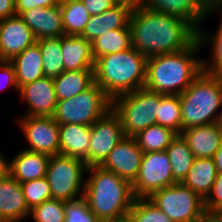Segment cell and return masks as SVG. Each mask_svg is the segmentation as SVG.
<instances>
[{
  "instance_id": "obj_1",
  "label": "cell",
  "mask_w": 222,
  "mask_h": 222,
  "mask_svg": "<svg viewBox=\"0 0 222 222\" xmlns=\"http://www.w3.org/2000/svg\"><path fill=\"white\" fill-rule=\"evenodd\" d=\"M129 27L131 47L147 58L184 50L198 38V31L186 20L140 5L133 8Z\"/></svg>"
},
{
  "instance_id": "obj_2",
  "label": "cell",
  "mask_w": 222,
  "mask_h": 222,
  "mask_svg": "<svg viewBox=\"0 0 222 222\" xmlns=\"http://www.w3.org/2000/svg\"><path fill=\"white\" fill-rule=\"evenodd\" d=\"M198 38L186 49L147 58L145 89L163 95H180L203 71V58L194 56Z\"/></svg>"
},
{
  "instance_id": "obj_3",
  "label": "cell",
  "mask_w": 222,
  "mask_h": 222,
  "mask_svg": "<svg viewBox=\"0 0 222 222\" xmlns=\"http://www.w3.org/2000/svg\"><path fill=\"white\" fill-rule=\"evenodd\" d=\"M88 173L83 198L91 212L100 221L127 215L135 199L131 183L100 165L89 166Z\"/></svg>"
},
{
  "instance_id": "obj_4",
  "label": "cell",
  "mask_w": 222,
  "mask_h": 222,
  "mask_svg": "<svg viewBox=\"0 0 222 222\" xmlns=\"http://www.w3.org/2000/svg\"><path fill=\"white\" fill-rule=\"evenodd\" d=\"M94 82L111 98L144 88L147 57L131 47L94 61Z\"/></svg>"
},
{
  "instance_id": "obj_5",
  "label": "cell",
  "mask_w": 222,
  "mask_h": 222,
  "mask_svg": "<svg viewBox=\"0 0 222 222\" xmlns=\"http://www.w3.org/2000/svg\"><path fill=\"white\" fill-rule=\"evenodd\" d=\"M181 132L218 121L222 106V77L202 71L179 95ZM219 109V110H218Z\"/></svg>"
},
{
  "instance_id": "obj_6",
  "label": "cell",
  "mask_w": 222,
  "mask_h": 222,
  "mask_svg": "<svg viewBox=\"0 0 222 222\" xmlns=\"http://www.w3.org/2000/svg\"><path fill=\"white\" fill-rule=\"evenodd\" d=\"M162 95L141 88L112 99V109L120 118L124 136L135 137L142 130L156 124Z\"/></svg>"
},
{
  "instance_id": "obj_7",
  "label": "cell",
  "mask_w": 222,
  "mask_h": 222,
  "mask_svg": "<svg viewBox=\"0 0 222 222\" xmlns=\"http://www.w3.org/2000/svg\"><path fill=\"white\" fill-rule=\"evenodd\" d=\"M112 108V99L94 83L90 88L69 99L58 100L53 115L60 124L92 126Z\"/></svg>"
},
{
  "instance_id": "obj_8",
  "label": "cell",
  "mask_w": 222,
  "mask_h": 222,
  "mask_svg": "<svg viewBox=\"0 0 222 222\" xmlns=\"http://www.w3.org/2000/svg\"><path fill=\"white\" fill-rule=\"evenodd\" d=\"M173 222H204L209 219L204 199L183 183H175L148 198Z\"/></svg>"
},
{
  "instance_id": "obj_9",
  "label": "cell",
  "mask_w": 222,
  "mask_h": 222,
  "mask_svg": "<svg viewBox=\"0 0 222 222\" xmlns=\"http://www.w3.org/2000/svg\"><path fill=\"white\" fill-rule=\"evenodd\" d=\"M87 168L86 163L78 158L60 154L50 156L45 177L50 185L52 199L69 202L82 198L85 188L83 175Z\"/></svg>"
},
{
  "instance_id": "obj_10",
  "label": "cell",
  "mask_w": 222,
  "mask_h": 222,
  "mask_svg": "<svg viewBox=\"0 0 222 222\" xmlns=\"http://www.w3.org/2000/svg\"><path fill=\"white\" fill-rule=\"evenodd\" d=\"M177 183L165 151L144 152L137 177L131 183L134 198H149L153 193Z\"/></svg>"
},
{
  "instance_id": "obj_11",
  "label": "cell",
  "mask_w": 222,
  "mask_h": 222,
  "mask_svg": "<svg viewBox=\"0 0 222 222\" xmlns=\"http://www.w3.org/2000/svg\"><path fill=\"white\" fill-rule=\"evenodd\" d=\"M28 151L44 153L49 156L59 154V124L53 116H27L17 121Z\"/></svg>"
},
{
  "instance_id": "obj_12",
  "label": "cell",
  "mask_w": 222,
  "mask_h": 222,
  "mask_svg": "<svg viewBox=\"0 0 222 222\" xmlns=\"http://www.w3.org/2000/svg\"><path fill=\"white\" fill-rule=\"evenodd\" d=\"M124 137L120 118L111 108L91 126L89 166L101 165Z\"/></svg>"
},
{
  "instance_id": "obj_13",
  "label": "cell",
  "mask_w": 222,
  "mask_h": 222,
  "mask_svg": "<svg viewBox=\"0 0 222 222\" xmlns=\"http://www.w3.org/2000/svg\"><path fill=\"white\" fill-rule=\"evenodd\" d=\"M143 153L134 137L125 136L100 166L132 183L138 175Z\"/></svg>"
},
{
  "instance_id": "obj_14",
  "label": "cell",
  "mask_w": 222,
  "mask_h": 222,
  "mask_svg": "<svg viewBox=\"0 0 222 222\" xmlns=\"http://www.w3.org/2000/svg\"><path fill=\"white\" fill-rule=\"evenodd\" d=\"M32 30L18 16L0 21V61H11L36 42Z\"/></svg>"
},
{
  "instance_id": "obj_15",
  "label": "cell",
  "mask_w": 222,
  "mask_h": 222,
  "mask_svg": "<svg viewBox=\"0 0 222 222\" xmlns=\"http://www.w3.org/2000/svg\"><path fill=\"white\" fill-rule=\"evenodd\" d=\"M18 93L21 100L28 104L26 114L21 117L54 115L58 100L53 78L44 76L32 83L22 85Z\"/></svg>"
},
{
  "instance_id": "obj_16",
  "label": "cell",
  "mask_w": 222,
  "mask_h": 222,
  "mask_svg": "<svg viewBox=\"0 0 222 222\" xmlns=\"http://www.w3.org/2000/svg\"><path fill=\"white\" fill-rule=\"evenodd\" d=\"M140 6L186 20L197 31L208 11L206 0H141Z\"/></svg>"
},
{
  "instance_id": "obj_17",
  "label": "cell",
  "mask_w": 222,
  "mask_h": 222,
  "mask_svg": "<svg viewBox=\"0 0 222 222\" xmlns=\"http://www.w3.org/2000/svg\"><path fill=\"white\" fill-rule=\"evenodd\" d=\"M20 17L32 30L36 40L65 35L60 2L54 7H36L27 10Z\"/></svg>"
},
{
  "instance_id": "obj_18",
  "label": "cell",
  "mask_w": 222,
  "mask_h": 222,
  "mask_svg": "<svg viewBox=\"0 0 222 222\" xmlns=\"http://www.w3.org/2000/svg\"><path fill=\"white\" fill-rule=\"evenodd\" d=\"M132 10L133 8L126 4H116L99 15H91L79 36L91 42L108 31L129 27Z\"/></svg>"
},
{
  "instance_id": "obj_19",
  "label": "cell",
  "mask_w": 222,
  "mask_h": 222,
  "mask_svg": "<svg viewBox=\"0 0 222 222\" xmlns=\"http://www.w3.org/2000/svg\"><path fill=\"white\" fill-rule=\"evenodd\" d=\"M180 135L195 158H213L222 143V128L218 122L185 129Z\"/></svg>"
},
{
  "instance_id": "obj_20",
  "label": "cell",
  "mask_w": 222,
  "mask_h": 222,
  "mask_svg": "<svg viewBox=\"0 0 222 222\" xmlns=\"http://www.w3.org/2000/svg\"><path fill=\"white\" fill-rule=\"evenodd\" d=\"M26 216H30V210L21 183L11 175L0 179V219L21 222Z\"/></svg>"
},
{
  "instance_id": "obj_21",
  "label": "cell",
  "mask_w": 222,
  "mask_h": 222,
  "mask_svg": "<svg viewBox=\"0 0 222 222\" xmlns=\"http://www.w3.org/2000/svg\"><path fill=\"white\" fill-rule=\"evenodd\" d=\"M91 126L81 124L59 125V154L83 160L89 167Z\"/></svg>"
},
{
  "instance_id": "obj_22",
  "label": "cell",
  "mask_w": 222,
  "mask_h": 222,
  "mask_svg": "<svg viewBox=\"0 0 222 222\" xmlns=\"http://www.w3.org/2000/svg\"><path fill=\"white\" fill-rule=\"evenodd\" d=\"M50 156L28 151L25 148L10 161V175L19 183L40 179L46 176Z\"/></svg>"
},
{
  "instance_id": "obj_23",
  "label": "cell",
  "mask_w": 222,
  "mask_h": 222,
  "mask_svg": "<svg viewBox=\"0 0 222 222\" xmlns=\"http://www.w3.org/2000/svg\"><path fill=\"white\" fill-rule=\"evenodd\" d=\"M64 71L93 69L94 57L91 42L81 36H61Z\"/></svg>"
},
{
  "instance_id": "obj_24",
  "label": "cell",
  "mask_w": 222,
  "mask_h": 222,
  "mask_svg": "<svg viewBox=\"0 0 222 222\" xmlns=\"http://www.w3.org/2000/svg\"><path fill=\"white\" fill-rule=\"evenodd\" d=\"M10 63L15 70L18 88L45 76L43 58L37 42L14 57Z\"/></svg>"
},
{
  "instance_id": "obj_25",
  "label": "cell",
  "mask_w": 222,
  "mask_h": 222,
  "mask_svg": "<svg viewBox=\"0 0 222 222\" xmlns=\"http://www.w3.org/2000/svg\"><path fill=\"white\" fill-rule=\"evenodd\" d=\"M218 172L213 158H194L183 184L205 199Z\"/></svg>"
},
{
  "instance_id": "obj_26",
  "label": "cell",
  "mask_w": 222,
  "mask_h": 222,
  "mask_svg": "<svg viewBox=\"0 0 222 222\" xmlns=\"http://www.w3.org/2000/svg\"><path fill=\"white\" fill-rule=\"evenodd\" d=\"M53 81L57 100L69 99L84 92L95 83L94 70L64 71Z\"/></svg>"
},
{
  "instance_id": "obj_27",
  "label": "cell",
  "mask_w": 222,
  "mask_h": 222,
  "mask_svg": "<svg viewBox=\"0 0 222 222\" xmlns=\"http://www.w3.org/2000/svg\"><path fill=\"white\" fill-rule=\"evenodd\" d=\"M94 60L131 48L130 27L108 31L91 41Z\"/></svg>"
},
{
  "instance_id": "obj_28",
  "label": "cell",
  "mask_w": 222,
  "mask_h": 222,
  "mask_svg": "<svg viewBox=\"0 0 222 222\" xmlns=\"http://www.w3.org/2000/svg\"><path fill=\"white\" fill-rule=\"evenodd\" d=\"M60 7L65 35L79 36L91 16L84 3L82 0H60Z\"/></svg>"
},
{
  "instance_id": "obj_29",
  "label": "cell",
  "mask_w": 222,
  "mask_h": 222,
  "mask_svg": "<svg viewBox=\"0 0 222 222\" xmlns=\"http://www.w3.org/2000/svg\"><path fill=\"white\" fill-rule=\"evenodd\" d=\"M166 152L171 162L174 180L182 183L195 158L192 151L183 137L177 135L167 147Z\"/></svg>"
},
{
  "instance_id": "obj_30",
  "label": "cell",
  "mask_w": 222,
  "mask_h": 222,
  "mask_svg": "<svg viewBox=\"0 0 222 222\" xmlns=\"http://www.w3.org/2000/svg\"><path fill=\"white\" fill-rule=\"evenodd\" d=\"M221 12L222 9L208 10L206 14V18L210 16L212 13ZM209 34V35H208ZM203 30L198 31V40L200 44L203 46L206 43H212L211 48V58L210 62L206 59L203 60V70L222 77V15L218 29L215 33H208ZM209 42V43H208Z\"/></svg>"
},
{
  "instance_id": "obj_31",
  "label": "cell",
  "mask_w": 222,
  "mask_h": 222,
  "mask_svg": "<svg viewBox=\"0 0 222 222\" xmlns=\"http://www.w3.org/2000/svg\"><path fill=\"white\" fill-rule=\"evenodd\" d=\"M36 42L39 44L43 58L44 75L53 79L58 77L64 72L61 37L42 38Z\"/></svg>"
},
{
  "instance_id": "obj_32",
  "label": "cell",
  "mask_w": 222,
  "mask_h": 222,
  "mask_svg": "<svg viewBox=\"0 0 222 222\" xmlns=\"http://www.w3.org/2000/svg\"><path fill=\"white\" fill-rule=\"evenodd\" d=\"M177 136L172 130L155 124L138 133L134 139L143 152L165 151Z\"/></svg>"
},
{
  "instance_id": "obj_33",
  "label": "cell",
  "mask_w": 222,
  "mask_h": 222,
  "mask_svg": "<svg viewBox=\"0 0 222 222\" xmlns=\"http://www.w3.org/2000/svg\"><path fill=\"white\" fill-rule=\"evenodd\" d=\"M156 124L166 127L177 135L181 133V103L179 95H162Z\"/></svg>"
},
{
  "instance_id": "obj_34",
  "label": "cell",
  "mask_w": 222,
  "mask_h": 222,
  "mask_svg": "<svg viewBox=\"0 0 222 222\" xmlns=\"http://www.w3.org/2000/svg\"><path fill=\"white\" fill-rule=\"evenodd\" d=\"M128 215L132 222H173L148 198H135Z\"/></svg>"
},
{
  "instance_id": "obj_35",
  "label": "cell",
  "mask_w": 222,
  "mask_h": 222,
  "mask_svg": "<svg viewBox=\"0 0 222 222\" xmlns=\"http://www.w3.org/2000/svg\"><path fill=\"white\" fill-rule=\"evenodd\" d=\"M24 199L29 210L52 199V192L46 177L21 183Z\"/></svg>"
},
{
  "instance_id": "obj_36",
  "label": "cell",
  "mask_w": 222,
  "mask_h": 222,
  "mask_svg": "<svg viewBox=\"0 0 222 222\" xmlns=\"http://www.w3.org/2000/svg\"><path fill=\"white\" fill-rule=\"evenodd\" d=\"M66 202L49 199L30 210L35 222H64Z\"/></svg>"
},
{
  "instance_id": "obj_37",
  "label": "cell",
  "mask_w": 222,
  "mask_h": 222,
  "mask_svg": "<svg viewBox=\"0 0 222 222\" xmlns=\"http://www.w3.org/2000/svg\"><path fill=\"white\" fill-rule=\"evenodd\" d=\"M64 222H101L90 210L85 199L66 202Z\"/></svg>"
},
{
  "instance_id": "obj_38",
  "label": "cell",
  "mask_w": 222,
  "mask_h": 222,
  "mask_svg": "<svg viewBox=\"0 0 222 222\" xmlns=\"http://www.w3.org/2000/svg\"><path fill=\"white\" fill-rule=\"evenodd\" d=\"M204 204L209 216L222 205V173L217 174L210 193L204 199Z\"/></svg>"
},
{
  "instance_id": "obj_39",
  "label": "cell",
  "mask_w": 222,
  "mask_h": 222,
  "mask_svg": "<svg viewBox=\"0 0 222 222\" xmlns=\"http://www.w3.org/2000/svg\"><path fill=\"white\" fill-rule=\"evenodd\" d=\"M0 75V85L5 83L4 85H2L3 87L0 86V91L4 89L5 86L6 88L7 86H12L16 91H19L15 70L13 65L9 61H0Z\"/></svg>"
},
{
  "instance_id": "obj_40",
  "label": "cell",
  "mask_w": 222,
  "mask_h": 222,
  "mask_svg": "<svg viewBox=\"0 0 222 222\" xmlns=\"http://www.w3.org/2000/svg\"><path fill=\"white\" fill-rule=\"evenodd\" d=\"M60 0H16V15L20 16L23 12L36 7H54Z\"/></svg>"
},
{
  "instance_id": "obj_41",
  "label": "cell",
  "mask_w": 222,
  "mask_h": 222,
  "mask_svg": "<svg viewBox=\"0 0 222 222\" xmlns=\"http://www.w3.org/2000/svg\"><path fill=\"white\" fill-rule=\"evenodd\" d=\"M90 15H99L116 5L114 0H82Z\"/></svg>"
},
{
  "instance_id": "obj_42",
  "label": "cell",
  "mask_w": 222,
  "mask_h": 222,
  "mask_svg": "<svg viewBox=\"0 0 222 222\" xmlns=\"http://www.w3.org/2000/svg\"><path fill=\"white\" fill-rule=\"evenodd\" d=\"M16 0H0V21L16 15Z\"/></svg>"
},
{
  "instance_id": "obj_43",
  "label": "cell",
  "mask_w": 222,
  "mask_h": 222,
  "mask_svg": "<svg viewBox=\"0 0 222 222\" xmlns=\"http://www.w3.org/2000/svg\"><path fill=\"white\" fill-rule=\"evenodd\" d=\"M10 175V161L6 160L0 152V179Z\"/></svg>"
},
{
  "instance_id": "obj_44",
  "label": "cell",
  "mask_w": 222,
  "mask_h": 222,
  "mask_svg": "<svg viewBox=\"0 0 222 222\" xmlns=\"http://www.w3.org/2000/svg\"><path fill=\"white\" fill-rule=\"evenodd\" d=\"M213 160L218 173H222V143L213 156Z\"/></svg>"
},
{
  "instance_id": "obj_45",
  "label": "cell",
  "mask_w": 222,
  "mask_h": 222,
  "mask_svg": "<svg viewBox=\"0 0 222 222\" xmlns=\"http://www.w3.org/2000/svg\"><path fill=\"white\" fill-rule=\"evenodd\" d=\"M209 218L213 222H222V205L219 206L210 216Z\"/></svg>"
},
{
  "instance_id": "obj_46",
  "label": "cell",
  "mask_w": 222,
  "mask_h": 222,
  "mask_svg": "<svg viewBox=\"0 0 222 222\" xmlns=\"http://www.w3.org/2000/svg\"><path fill=\"white\" fill-rule=\"evenodd\" d=\"M208 10L222 9V0H208L207 1Z\"/></svg>"
},
{
  "instance_id": "obj_47",
  "label": "cell",
  "mask_w": 222,
  "mask_h": 222,
  "mask_svg": "<svg viewBox=\"0 0 222 222\" xmlns=\"http://www.w3.org/2000/svg\"><path fill=\"white\" fill-rule=\"evenodd\" d=\"M116 4H126L132 8H136L141 4V0H114Z\"/></svg>"
},
{
  "instance_id": "obj_48",
  "label": "cell",
  "mask_w": 222,
  "mask_h": 222,
  "mask_svg": "<svg viewBox=\"0 0 222 222\" xmlns=\"http://www.w3.org/2000/svg\"><path fill=\"white\" fill-rule=\"evenodd\" d=\"M101 222H132V220H131L130 216L127 214V215L119 217V218L104 220Z\"/></svg>"
},
{
  "instance_id": "obj_49",
  "label": "cell",
  "mask_w": 222,
  "mask_h": 222,
  "mask_svg": "<svg viewBox=\"0 0 222 222\" xmlns=\"http://www.w3.org/2000/svg\"><path fill=\"white\" fill-rule=\"evenodd\" d=\"M218 124L221 126L222 128V106H221V110H220V115H219V118H218Z\"/></svg>"
},
{
  "instance_id": "obj_50",
  "label": "cell",
  "mask_w": 222,
  "mask_h": 222,
  "mask_svg": "<svg viewBox=\"0 0 222 222\" xmlns=\"http://www.w3.org/2000/svg\"><path fill=\"white\" fill-rule=\"evenodd\" d=\"M0 222H12V221L0 219Z\"/></svg>"
},
{
  "instance_id": "obj_51",
  "label": "cell",
  "mask_w": 222,
  "mask_h": 222,
  "mask_svg": "<svg viewBox=\"0 0 222 222\" xmlns=\"http://www.w3.org/2000/svg\"><path fill=\"white\" fill-rule=\"evenodd\" d=\"M204 222H213V221L209 218L208 220H206Z\"/></svg>"
}]
</instances>
